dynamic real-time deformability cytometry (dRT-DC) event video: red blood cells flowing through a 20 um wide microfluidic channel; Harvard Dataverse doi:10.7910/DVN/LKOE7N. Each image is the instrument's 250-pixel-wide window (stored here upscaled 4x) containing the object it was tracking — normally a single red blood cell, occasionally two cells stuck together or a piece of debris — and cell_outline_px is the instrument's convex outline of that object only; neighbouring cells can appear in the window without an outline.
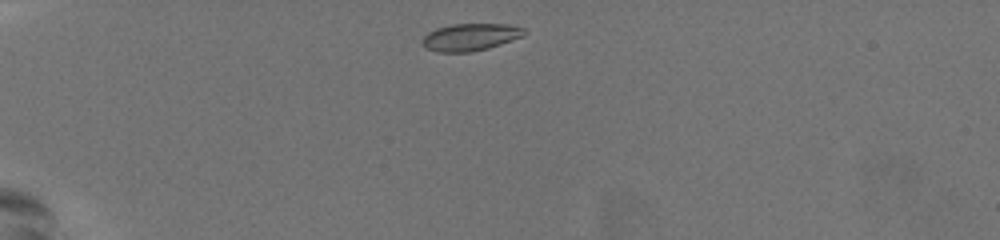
{"species": "common noctule bat (a hibernating species)", "species_latin": "Nyctalus noctula", "temperature_condition": "warm", "stored_images_in_passage": 35, "camera_frame_rate_fps": 3000, "um_per_image_px": 0.085, "animal": {"sex": "female", "body_mass_g": 19.5, "forearm_length_mm": 54.1}, "frame": {"image": 1, "passage_image": 1, "time_ms": 0.0, "image_size_px": [1000, 240], "cell_outline_px": [[528, 32], [512, 40], [488, 48], [468, 52], [436, 52], [424, 48], [420, 44], [420, 40], [428, 32], [436, 28], [452, 24], [508, 24], [524, 28]], "centroid_in_image_um": [39.91, 3.15], "position_along_channel_um": 45.1, "area_um2": 16.3}}
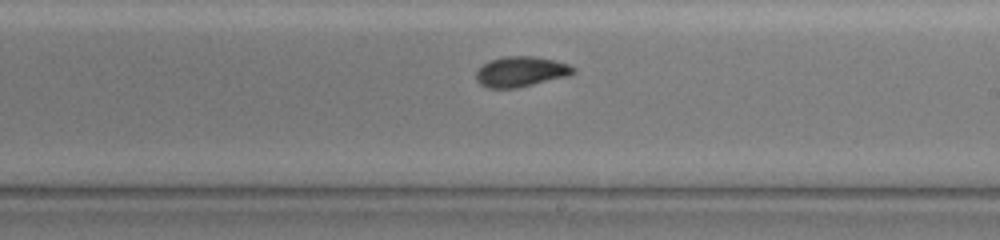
{"frame": {"image": 2, "passage_image": 21, "time_ms": 6.667, "image_size_px": [1000, 240], "cell_outline_px": [[576, 72], [568, 76], [516, 88], [488, 88], [480, 84], [476, 80], [476, 72], [488, 60], [500, 56], [532, 56], [552, 60], [568, 64], [576, 68]], "centroid_in_image_um": [44.26, 6.08], "position_along_channel_um": 244.7, "area_um2": 17.17}}
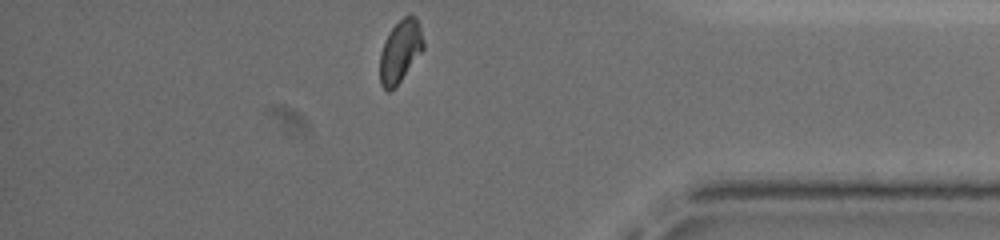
{"frame": {"image": 3, "passage_image": 35, "time_ms": 11.333, "image_size_px": [1000, 240], "cell_outline_px": [[424, 48], [400, 80], [388, 92], [380, 84], [380, 52], [384, 40], [388, 32], [404, 16], [416, 16], [424, 40]], "centroid_in_image_um": [34.0, 4.33], "position_along_channel_um": 401.2, "area_um2": 15.49}, "authors_computed_cell_mechanics": {"area_um2": 16.5886, "velocity_mm_per_s": 3.7657, "shape_relaxation_time_tau1_ms": 3.2606, "shape_relaxation_time_tau2_ms": 1.1844, "deformation_change_tau1": 0.1042, "deformation_change_tau2": 0.0477}}